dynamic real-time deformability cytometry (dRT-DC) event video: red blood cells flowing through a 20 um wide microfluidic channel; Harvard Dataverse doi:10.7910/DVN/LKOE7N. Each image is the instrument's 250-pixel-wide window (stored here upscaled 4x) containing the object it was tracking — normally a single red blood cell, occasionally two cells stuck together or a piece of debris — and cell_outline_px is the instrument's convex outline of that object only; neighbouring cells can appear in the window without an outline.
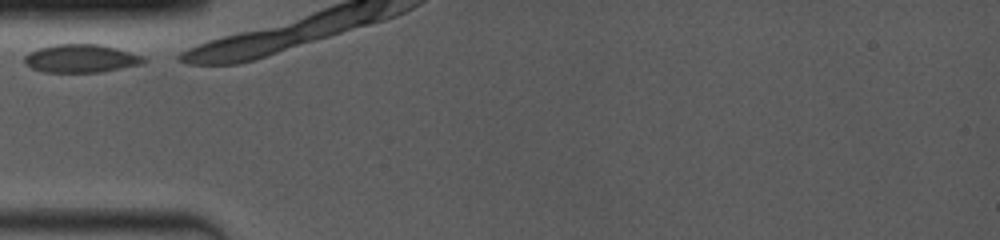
{"species": "common noctule bat (a hibernating species)", "species_latin": "Nyctalus noctula", "temperature_condition": "room temperature", "stored_images_in_passage": 3, "camera_frame_rate_fps": 4000, "um_per_image_px": 0.085, "animal": {"sex": "female", "body_mass_g": 19.0, "forearm_length_mm": 53.3}, "frame": {"image": 1, "passage_image": 1, "time_ms": 0.0, "image_size_px": [1000, 240], "cell_outline_px": [[148, 60], [144, 64], [100, 72], [44, 72], [32, 68], [24, 64], [24, 56], [28, 52], [40, 48], [56, 44], [100, 44], [116, 48], [144, 56]], "centroid_in_image_um": [6.9, 4.97], "position_along_channel_um": 78.1, "area_um2": 19.71}}